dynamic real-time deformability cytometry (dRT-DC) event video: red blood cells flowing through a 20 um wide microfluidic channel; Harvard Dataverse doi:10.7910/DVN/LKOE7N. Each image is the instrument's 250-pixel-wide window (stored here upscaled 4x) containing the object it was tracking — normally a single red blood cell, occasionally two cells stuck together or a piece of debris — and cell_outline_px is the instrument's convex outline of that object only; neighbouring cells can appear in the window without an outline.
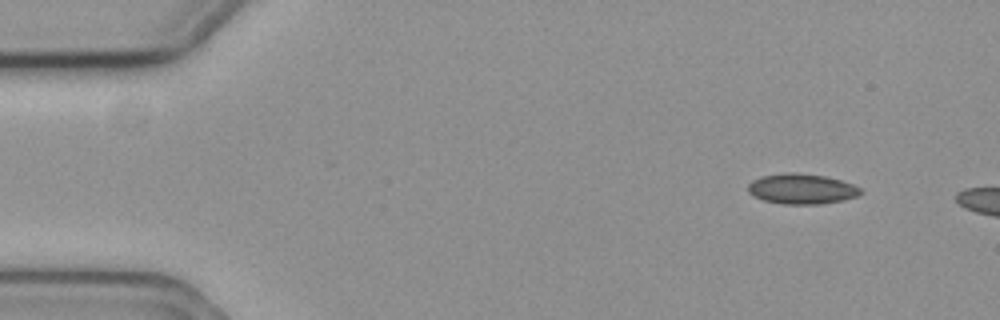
{"species": "common noctule bat (a hibernating species)", "species_latin": "Nyctalus noctula", "temperature_condition": "cold", "stored_images_in_passage": 5, "camera_frame_rate_fps": 3000, "um_per_image_px": 0.085, "animal": {"sex": "female", "body_mass_g": 19.3, "forearm_length_mm": 54.1}, "frame": {"image": 1, "passage_image": 1, "time_ms": 0.0, "image_size_px": [1000, 320], "cell_outline_px": [[864, 192], [856, 196], [844, 200], [820, 204], [784, 204], [764, 200], [752, 196], [748, 192], [748, 184], [752, 180], [764, 176], [824, 176], [840, 180], [852, 184], [860, 188]], "centroid_in_image_um": [68.17, 16.12], "position_along_channel_um": 16.8, "area_um2": 18.84}}
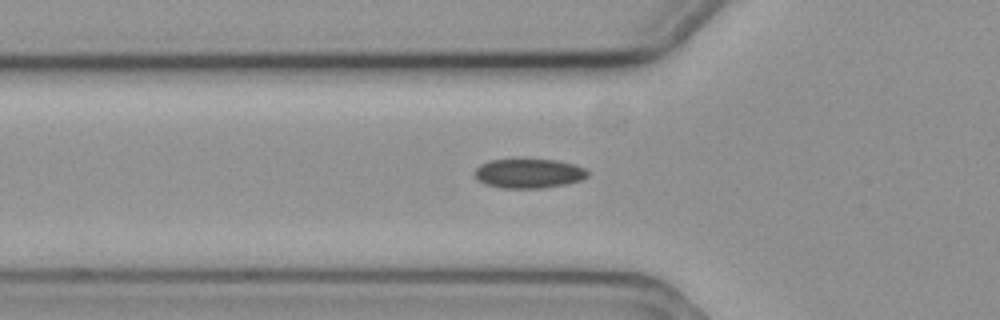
{"frame": {"image": 2, "passage_image": 5, "time_ms": 1.333, "image_size_px": [1000, 320], "cell_outline_px": [[588, 176], [580, 180], [564, 184], [540, 188], [500, 188], [484, 184], [476, 180], [476, 168], [480, 164], [492, 160], [556, 160], [576, 164], [584, 168], [588, 172]], "centroid_in_image_um": [44.93, 14.75], "position_along_channel_um": 80.9, "area_um2": 19.19}}